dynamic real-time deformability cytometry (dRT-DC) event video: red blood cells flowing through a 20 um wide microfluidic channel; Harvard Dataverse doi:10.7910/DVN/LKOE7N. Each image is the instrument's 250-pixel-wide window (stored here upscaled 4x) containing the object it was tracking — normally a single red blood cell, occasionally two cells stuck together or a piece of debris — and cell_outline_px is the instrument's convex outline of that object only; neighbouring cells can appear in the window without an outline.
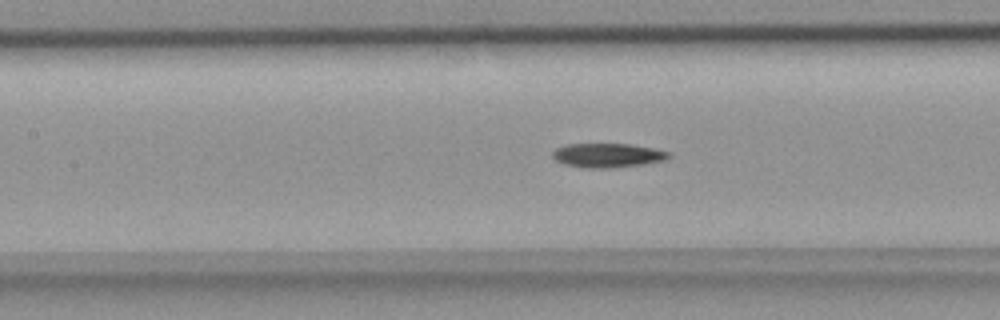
{"species": "common noctule bat (a hibernating species)", "species_latin": "Nyctalus noctula", "temperature_condition": "room temperature", "stored_images_in_passage": 41, "camera_frame_rate_fps": 3000, "um_per_image_px": 0.085, "animal": {"sex": "female", "body_mass_g": 18.4}, "frame": {"image": 1, "passage_image": 13, "time_ms": 4.0, "image_size_px": [1000, 320], "cell_outline_px": [[672, 156], [664, 160], [644, 164], [612, 168], [588, 168], [564, 164], [556, 160], [552, 156], [552, 152], [556, 148], [564, 144], [632, 144], [652, 148], [668, 152]], "centroid_in_image_um": [51.63, 13.2], "position_along_channel_um": 155.8, "area_um2": 16.36}}
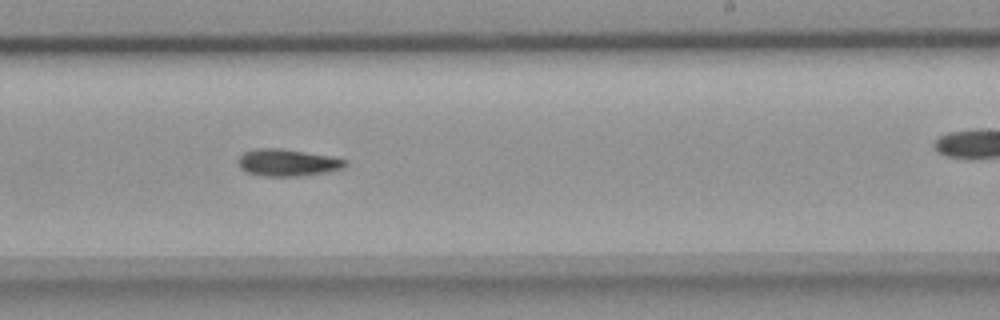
{"frame": {"image": 2, "passage_image": 21, "time_ms": 6.667, "image_size_px": [1000, 320], "cell_outline_px": [[348, 164], [344, 168], [328, 172], [296, 176], [260, 176], [248, 172], [240, 168], [236, 160], [244, 152], [252, 148], [280, 148], [332, 156], [348, 160]], "centroid_in_image_um": [24.44, 13.81], "position_along_channel_um": 264.6, "area_um2": 17.11}}
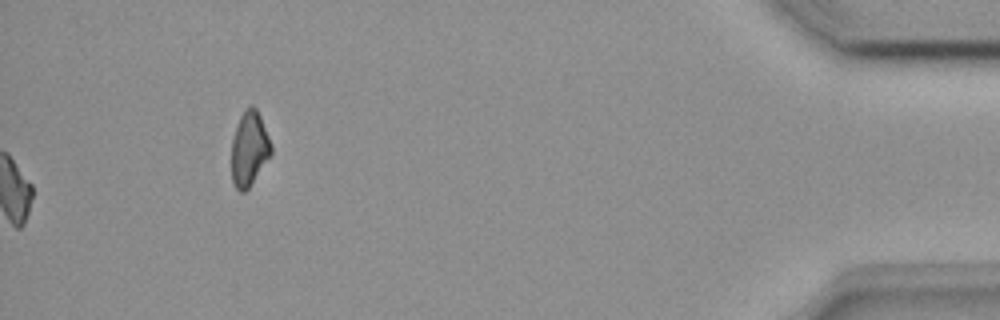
{"frame": {"image": 3, "passage_image": 41, "time_ms": 13.333, "image_size_px": [1000, 320], "cell_outline_px": [[272, 152], [248, 188], [244, 192], [240, 192], [236, 188], [232, 180], [232, 140], [236, 124], [244, 108], [248, 104], [252, 104], [256, 108], [260, 116], [272, 144]], "centroid_in_image_um": [21.18, 12.58], "position_along_channel_um": 414.0, "area_um2": 17.17}}